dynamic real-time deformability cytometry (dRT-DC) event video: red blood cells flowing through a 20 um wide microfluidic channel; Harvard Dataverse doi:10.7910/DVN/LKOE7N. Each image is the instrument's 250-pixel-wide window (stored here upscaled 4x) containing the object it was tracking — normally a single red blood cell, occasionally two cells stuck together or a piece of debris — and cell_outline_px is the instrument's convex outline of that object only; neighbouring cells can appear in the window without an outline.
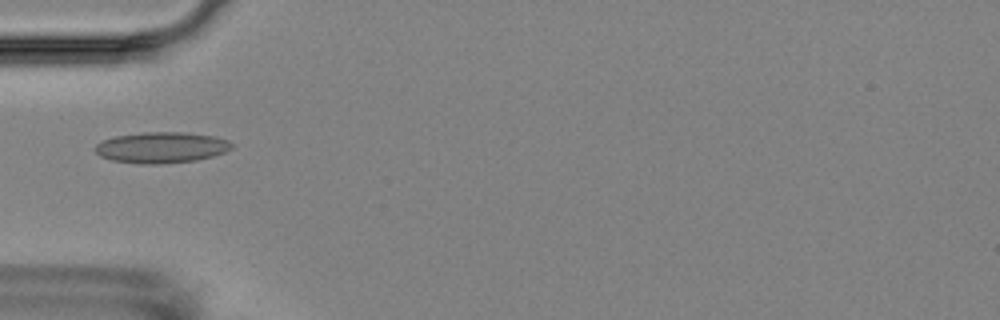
{"species": "Egyptian fruit bat (a non-hibernating species)", "species_latin": "Rousettus aegyptiacus", "temperature_condition": "room temperature", "stored_images_in_passage": 14, "camera_frame_rate_fps": 3000, "um_per_image_px": 0.085, "animal": {"sex": "female"}, "frame": {"image": 1, "passage_image": 4, "time_ms": 3.333, "image_size_px": [1000, 320], "cell_outline_px": [[232, 148], [224, 152], [212, 156], [196, 160], [160, 164], [140, 164], [112, 160], [100, 156], [92, 148], [96, 144], [104, 140], [116, 136], [144, 132], [184, 132], [216, 136], [228, 140], [232, 144]], "centroid_in_image_um": [13.71, 12.53], "position_along_channel_um": 71.3, "area_um2": 24.68}}
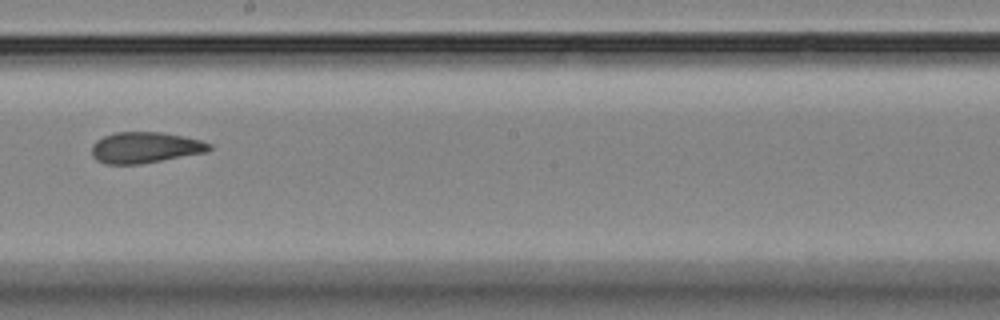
{"frame": {"image": 2, "passage_image": 8, "time_ms": 8.0, "image_size_px": [1000, 320], "cell_outline_px": [[212, 148], [208, 152], [140, 164], [104, 164], [96, 160], [92, 156], [92, 144], [96, 140], [104, 136], [116, 132], [160, 132], [184, 136], [200, 140], [212, 144]], "centroid_in_image_um": [12.34, 12.54], "position_along_channel_um": 235.9, "area_um2": 21.39}}
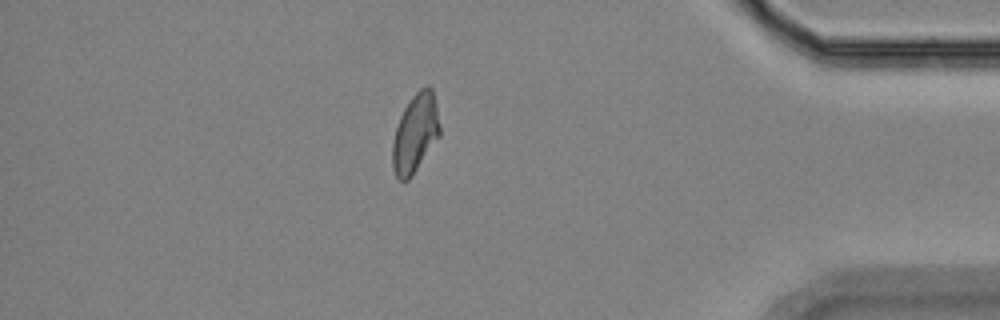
{"frame": {"image": 3, "passage_image": 13, "time_ms": 13.667, "image_size_px": [1000, 320], "cell_outline_px": [[440, 136], [412, 176], [408, 180], [400, 180], [396, 176], [392, 168], [392, 144], [396, 128], [400, 116], [404, 108], [412, 96], [420, 88], [428, 84], [432, 88], [440, 128]], "centroid_in_image_um": [35.29, 11.34], "position_along_channel_um": 399.9, "area_um2": 21.62}, "authors_computed_cell_mechanics": {"area_um2": 21.7039, "velocity_mm_per_s": 3.5072, "shape_relaxation_time_tau1_ms": null, "shape_relaxation_time_tau2_ms": 2.2912, "deformation_change_tau1": null, "deformation_change_tau2": 0.0668}}